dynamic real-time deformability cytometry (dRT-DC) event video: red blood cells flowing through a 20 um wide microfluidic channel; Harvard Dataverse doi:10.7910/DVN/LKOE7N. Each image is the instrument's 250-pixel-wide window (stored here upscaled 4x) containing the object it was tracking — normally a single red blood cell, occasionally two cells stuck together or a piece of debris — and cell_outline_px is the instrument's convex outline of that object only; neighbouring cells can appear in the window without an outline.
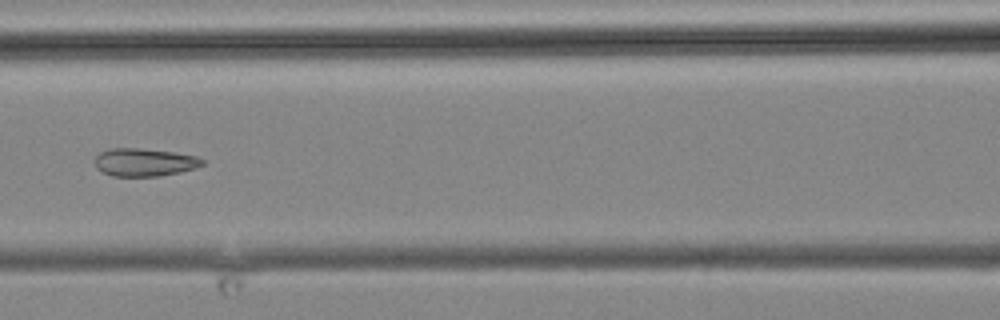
{"species": "common noctule bat (a hibernating species)", "species_latin": "Nyctalus noctula", "temperature_condition": "cold", "stored_images_in_passage": 9, "camera_frame_rate_fps": 3000, "um_per_image_px": 0.085, "animal": {"sex": "male", "body_mass_g": 19.2, "forearm_length_mm": 51.8}, "frame": {"image": 1, "passage_image": 9, "time_ms": 9.333, "image_size_px": [1000, 320], "cell_outline_px": [[204, 164], [180, 172], [160, 176], [112, 176], [96, 168], [92, 160], [100, 152], [112, 148], [136, 148], [172, 152], [196, 156], [204, 160]], "centroid_in_image_um": [12.22, 13.79], "position_along_channel_um": 154.4, "area_um2": 17.4}}